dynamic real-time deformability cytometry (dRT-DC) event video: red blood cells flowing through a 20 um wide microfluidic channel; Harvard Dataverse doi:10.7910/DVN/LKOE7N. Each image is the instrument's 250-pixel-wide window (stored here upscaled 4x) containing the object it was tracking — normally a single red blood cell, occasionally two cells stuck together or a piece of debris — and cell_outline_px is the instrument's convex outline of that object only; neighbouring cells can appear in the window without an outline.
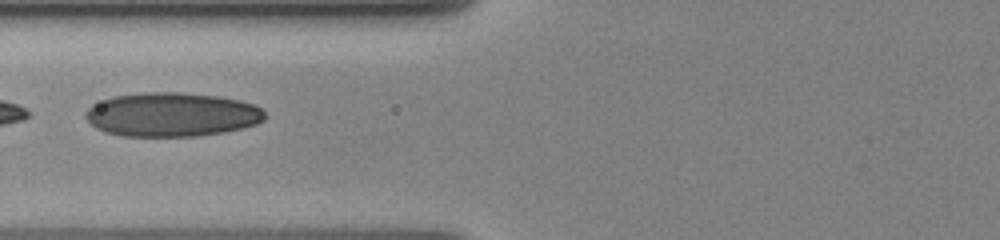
{"species": "human", "species_latin": "Homo sapiens", "temperature_condition": "cold", "stored_images_in_passage": 10, "camera_frame_rate_fps": 3000, "um_per_image_px": 0.085, "donor": {"sex": "female"}, "frame": {"image": 1, "passage_image": 9, "time_ms": 7.0, "image_size_px": [1000, 240], "cell_outline_px": [[264, 120], [256, 124], [244, 128], [224, 132], [196, 136], [120, 136], [104, 132], [96, 128], [84, 116], [88, 108], [92, 104], [116, 96], [148, 92], [180, 92], [216, 96], [240, 100], [252, 104], [260, 108], [264, 112]], "centroid_in_image_um": [14.6, 9.75], "position_along_channel_um": 111.2, "area_um2": 45.89}}
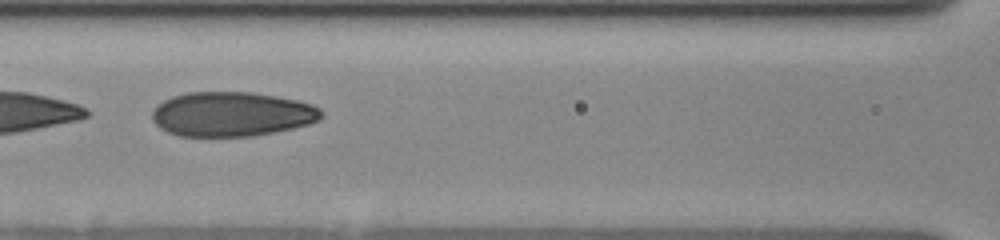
{"frame": {"image": 2, "passage_image": 10, "time_ms": 8.0, "image_size_px": [1000, 240], "cell_outline_px": [[324, 116], [320, 120], [308, 124], [292, 128], [252, 136], [180, 136], [168, 132], [160, 128], [152, 120], [152, 112], [156, 104], [172, 96], [188, 92], [252, 92], [276, 96], [296, 100], [312, 104], [320, 108], [324, 112]], "centroid_in_image_um": [19.7, 9.69], "position_along_channel_um": 146.9, "area_um2": 44.1}}